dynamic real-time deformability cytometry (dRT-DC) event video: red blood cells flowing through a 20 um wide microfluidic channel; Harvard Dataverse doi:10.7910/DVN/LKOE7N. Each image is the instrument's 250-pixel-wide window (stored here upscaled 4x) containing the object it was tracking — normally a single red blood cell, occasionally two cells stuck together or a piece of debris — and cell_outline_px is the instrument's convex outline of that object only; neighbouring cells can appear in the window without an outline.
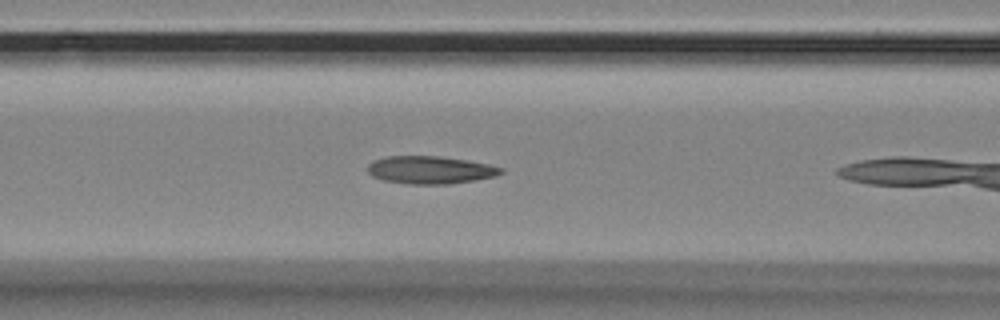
{"species": "Egyptian fruit bat (a non-hibernating species)", "species_latin": "Rousettus aegyptiacus", "temperature_condition": "room temperature", "stored_images_in_passage": 43, "camera_frame_rate_fps": 3000, "um_per_image_px": 0.085, "animal": {"sex": "female"}, "frame": {"image": 1, "passage_image": 8, "time_ms": 2.333, "image_size_px": [1000, 320], "cell_outline_px": [[504, 172], [496, 176], [448, 184], [408, 184], [384, 180], [372, 176], [368, 172], [368, 164], [372, 160], [388, 156], [440, 156], [468, 160], [488, 164], [504, 168]], "centroid_in_image_um": [36.57, 14.43], "position_along_channel_um": 130.0, "area_um2": 21.56}}
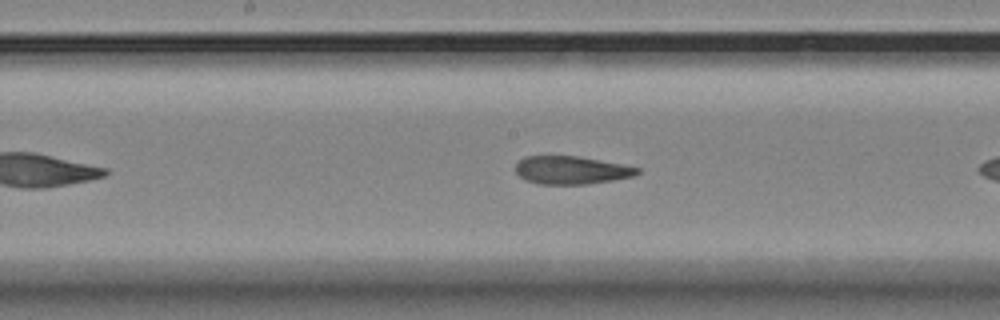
{"frame": {"image": 2, "passage_image": 14, "time_ms": 4.333, "image_size_px": [1000, 320], "cell_outline_px": [[640, 172], [632, 176], [612, 180], [584, 184], [540, 184], [524, 180], [516, 172], [516, 164], [524, 156], [580, 156], [640, 168]], "centroid_in_image_um": [48.53, 14.46], "position_along_channel_um": 199.7, "area_um2": 19.71}}
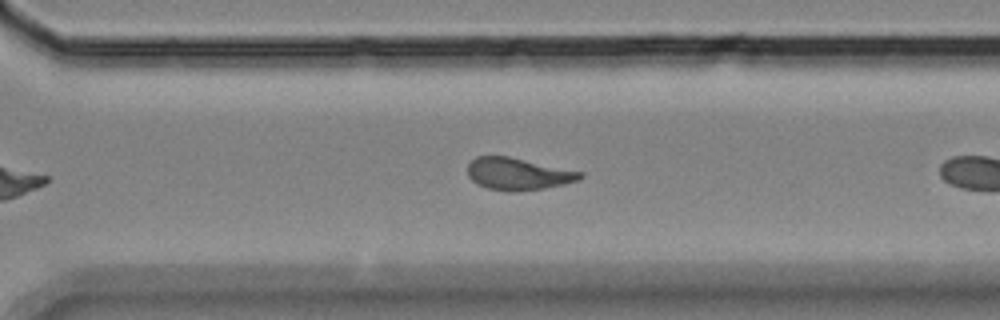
{"frame": {"image": 3, "passage_image": 25, "time_ms": 8.0, "image_size_px": [1000, 320], "cell_outline_px": [[584, 176], [580, 180], [564, 184], [544, 188], [488, 188], [476, 184], [468, 176], [468, 164], [476, 156], [508, 156], [584, 172]], "centroid_in_image_um": [44.06, 14.73], "position_along_channel_um": 326.5, "area_um2": 20.29}, "authors_computed_cell_mechanics": {"area_um2": 21.386, "velocity_mm_per_s": 3.4754, "shape_relaxation_time_tau1_ms": null, "shape_relaxation_time_tau2_ms": 2.4867, "deformation_change_tau1": null, "deformation_change_tau2": 0.0827}}